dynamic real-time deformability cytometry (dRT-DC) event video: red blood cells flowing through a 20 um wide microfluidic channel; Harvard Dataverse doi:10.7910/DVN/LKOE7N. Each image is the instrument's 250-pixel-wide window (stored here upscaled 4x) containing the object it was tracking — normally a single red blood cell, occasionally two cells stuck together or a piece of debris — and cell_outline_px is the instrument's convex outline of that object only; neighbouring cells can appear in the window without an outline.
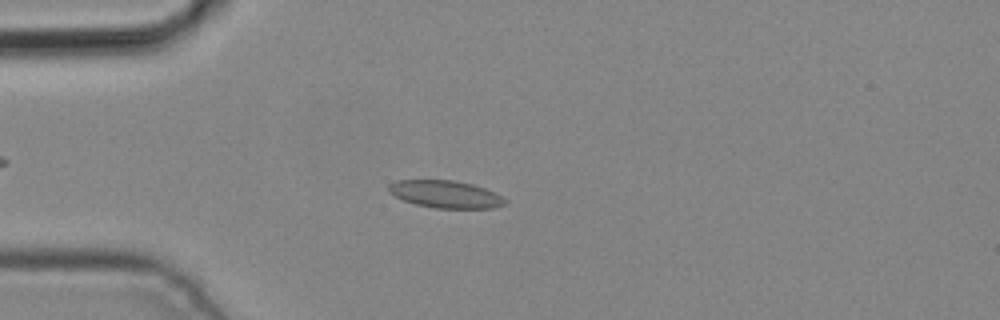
{"species": "common noctule bat (a hibernating species)", "species_latin": "Nyctalus noctula", "temperature_condition": "cold", "stored_images_in_passage": 5, "camera_frame_rate_fps": 3000, "um_per_image_px": 0.085, "animal": {"sex": "male", "body_mass_g": 19.2, "forearm_length_mm": 51.8}, "frame": {"image": 1, "passage_image": 5, "time_ms": 1.333, "image_size_px": [1000, 320], "cell_outline_px": [[508, 204], [492, 208], [436, 208], [416, 204], [404, 200], [388, 192], [388, 184], [396, 180], [452, 180], [472, 184], [496, 192], [508, 200]], "centroid_in_image_um": [37.9, 16.51], "position_along_channel_um": 47.1, "area_um2": 18.67}}